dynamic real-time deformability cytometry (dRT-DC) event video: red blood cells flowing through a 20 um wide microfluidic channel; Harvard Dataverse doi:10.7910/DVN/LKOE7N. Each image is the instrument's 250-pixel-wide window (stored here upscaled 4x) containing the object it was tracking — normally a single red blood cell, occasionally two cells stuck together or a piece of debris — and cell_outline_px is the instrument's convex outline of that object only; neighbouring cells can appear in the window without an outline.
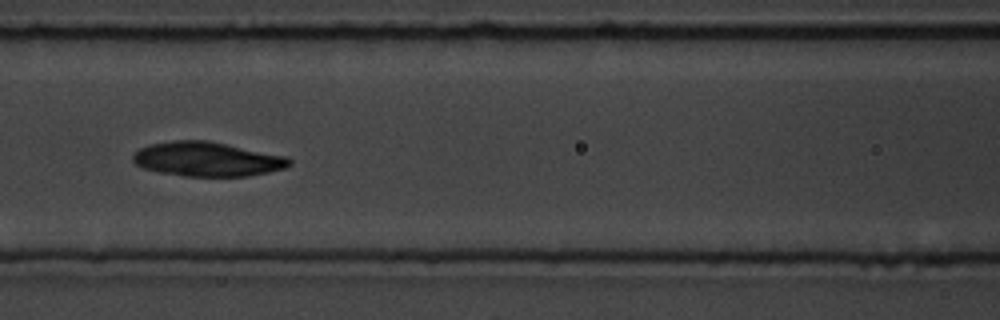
{"species": "common noctule bat (a hibernating species)", "species_latin": "Nyctalus noctula", "temperature_condition": "room temperature", "stored_images_in_passage": 11, "camera_frame_rate_fps": 3000, "um_per_image_px": 0.085, "animal": {"sex": "male", "body_mass_g": 19.5, "forearm_length_mm": 54.6}, "frame": {"image": 1, "passage_image": 7, "time_ms": 7.667, "image_size_px": [1000, 320], "cell_outline_px": [[292, 164], [284, 168], [268, 172], [248, 176], [184, 176], [160, 172], [144, 168], [136, 164], [132, 160], [132, 156], [140, 148], [152, 144], [172, 140], [208, 140], [288, 156], [292, 160]], "centroid_in_image_um": [17.65, 13.52], "position_along_channel_um": 149.0, "area_um2": 31.39}}
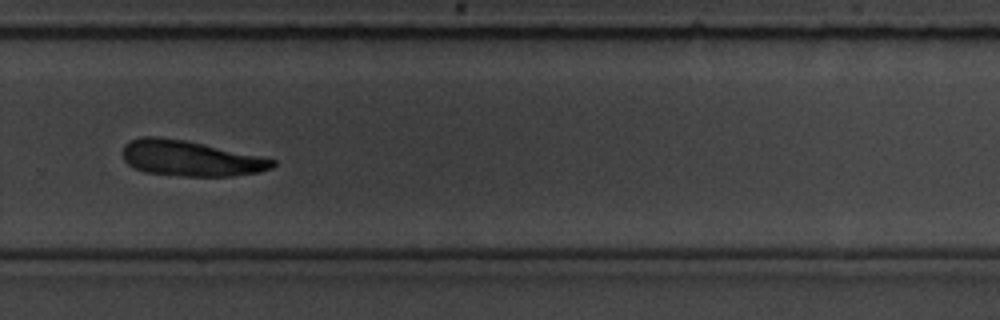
{"frame": {"image": 2, "passage_image": 11, "time_ms": 12.333, "image_size_px": [1000, 320], "cell_outline_px": [[276, 164], [272, 168], [260, 172], [232, 176], [184, 176], [144, 172], [128, 164], [124, 160], [124, 144], [140, 136], [156, 136], [184, 140], [204, 144], [276, 160]], "centroid_in_image_um": [16.18, 13.46], "position_along_channel_um": 313.6, "area_um2": 30.75}}